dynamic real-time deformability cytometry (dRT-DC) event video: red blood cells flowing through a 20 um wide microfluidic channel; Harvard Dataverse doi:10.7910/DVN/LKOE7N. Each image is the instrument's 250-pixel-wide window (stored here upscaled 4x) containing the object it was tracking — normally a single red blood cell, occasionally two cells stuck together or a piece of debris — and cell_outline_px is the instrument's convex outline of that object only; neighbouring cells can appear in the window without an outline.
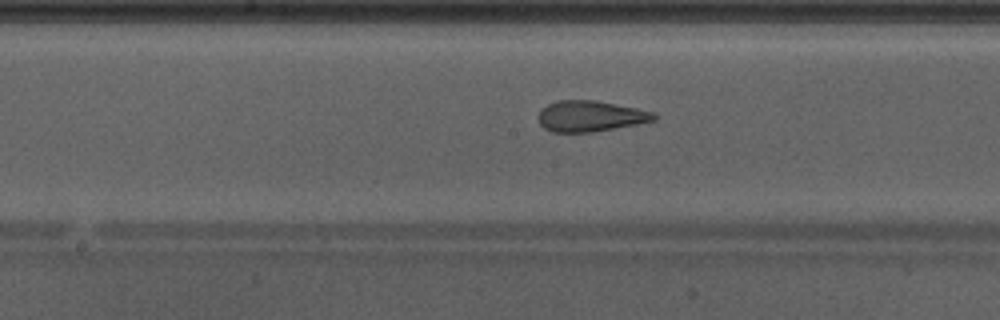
{"species": "Egyptian fruit bat (a non-hibernating species)", "species_latin": "Rousettus aegyptiacus", "temperature_condition": "warm", "stored_images_in_passage": 41, "camera_frame_rate_fps": 3000, "um_per_image_px": 0.085, "animal": {"sex": "male"}, "frame": {"image": 1, "passage_image": 18, "time_ms": 5.667, "image_size_px": [1000, 320], "cell_outline_px": [[656, 120], [636, 124], [592, 132], [552, 132], [544, 128], [540, 124], [536, 116], [540, 108], [556, 100], [596, 100], [656, 112]], "centroid_in_image_um": [50.13, 9.86], "position_along_channel_um": 198.1, "area_um2": 20.98}, "authors_computed_cell_mechanics": {"area_um2": 22.3108, "velocity_mm_per_s": 4.3012, "shape_relaxation_time_tau1_ms": null, "shape_relaxation_time_tau2_ms": 1.2063, "deformation_change_tau1": null, "deformation_change_tau2": 0.0987}}